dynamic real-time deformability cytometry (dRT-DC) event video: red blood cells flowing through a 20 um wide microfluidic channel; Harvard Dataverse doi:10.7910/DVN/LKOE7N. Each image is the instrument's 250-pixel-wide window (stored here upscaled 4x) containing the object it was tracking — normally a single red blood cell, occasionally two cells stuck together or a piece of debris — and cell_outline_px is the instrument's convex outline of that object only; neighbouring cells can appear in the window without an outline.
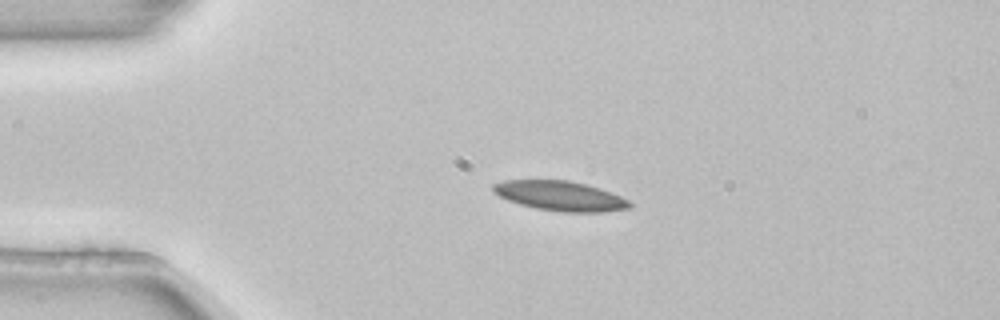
{"species": "common noctule bat (a hibernating species)", "species_latin": "Nyctalus noctula", "temperature_condition": "room temperature", "stored_images_in_passage": 2, "camera_frame_rate_fps": 3000, "um_per_image_px": 0.085, "animal": {"sex": "female", "body_mass_g": 22.7, "forearm_length_mm": 54.2}, "frame": {"image": 1, "passage_image": 1, "time_ms": 0.0, "image_size_px": [1000, 320], "cell_outline_px": [[632, 208], [604, 212], [560, 212], [536, 208], [520, 204], [508, 200], [492, 192], [492, 184], [504, 180], [568, 180], [600, 188], [612, 192], [628, 200], [632, 204]], "centroid_in_image_um": [47.63, 16.65], "position_along_channel_um": 37.4, "area_um2": 23.76}}